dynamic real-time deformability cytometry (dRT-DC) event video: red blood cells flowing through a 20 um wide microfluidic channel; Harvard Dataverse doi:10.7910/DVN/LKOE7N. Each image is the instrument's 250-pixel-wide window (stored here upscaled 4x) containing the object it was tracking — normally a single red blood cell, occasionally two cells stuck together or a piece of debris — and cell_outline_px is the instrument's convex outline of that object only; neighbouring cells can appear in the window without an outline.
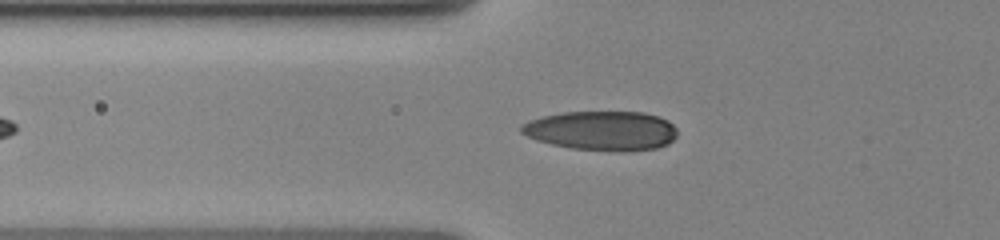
{"species": "human", "species_latin": "Homo sapiens", "temperature_condition": "cold", "stored_images_in_passage": 10, "camera_frame_rate_fps": 3000, "um_per_image_px": 0.085, "donor": {"sex": "female"}, "frame": {"image": 1, "passage_image": 9, "time_ms": 7.667, "image_size_px": [1000, 240], "cell_outline_px": [[676, 136], [668, 144], [656, 148], [624, 152], [620, 152], [572, 148], [552, 144], [536, 140], [520, 132], [520, 124], [528, 120], [544, 116], [564, 112], [644, 112], [668, 120], [676, 128]], "centroid_in_image_um": [51.14, 11.11], "position_along_channel_um": 74.7, "area_um2": 35.89}}